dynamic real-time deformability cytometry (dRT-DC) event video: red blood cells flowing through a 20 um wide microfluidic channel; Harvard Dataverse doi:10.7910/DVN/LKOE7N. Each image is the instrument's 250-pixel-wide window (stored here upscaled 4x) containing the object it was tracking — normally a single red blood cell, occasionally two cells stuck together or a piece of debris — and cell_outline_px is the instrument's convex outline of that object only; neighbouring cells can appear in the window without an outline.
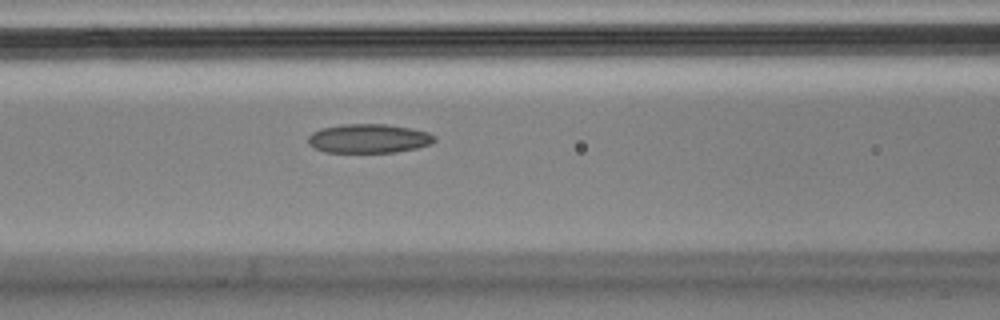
{"species": "Egyptian fruit bat (a non-hibernating species)", "species_latin": "Rousettus aegyptiacus", "temperature_condition": "cold", "stored_images_in_passage": 38, "camera_frame_rate_fps": 3000, "um_per_image_px": 0.085, "animal": {"sex": "male"}, "frame": {"image": 1, "passage_image": 16, "time_ms": 5.0, "image_size_px": [1000, 320], "cell_outline_px": [[436, 140], [428, 144], [416, 148], [396, 152], [324, 152], [308, 144], [308, 136], [312, 132], [320, 128], [344, 124], [388, 124], [412, 128], [428, 132], [436, 136]], "centroid_in_image_um": [31.33, 11.76], "position_along_channel_um": 135.3, "area_um2": 21.44}}
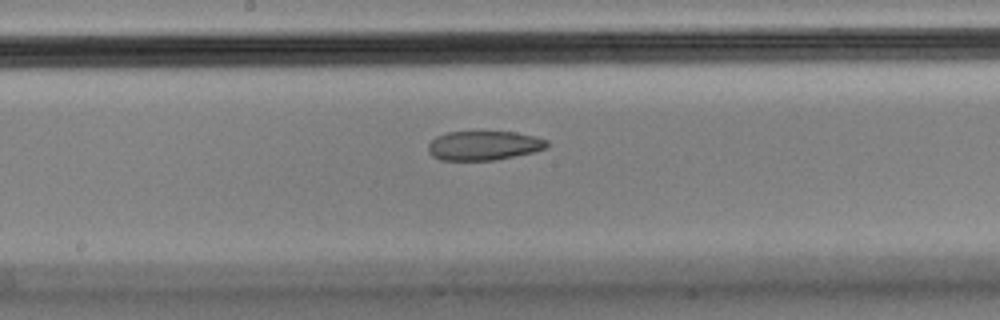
{"frame": {"image": 2, "passage_image": 22, "time_ms": 7.0, "image_size_px": [1000, 320], "cell_outline_px": [[548, 148], [532, 152], [496, 160], [440, 160], [432, 156], [428, 152], [428, 144], [436, 136], [448, 132], [516, 132], [548, 140]], "centroid_in_image_um": [41.11, 12.38], "position_along_channel_um": 207.1, "area_um2": 20.23}}
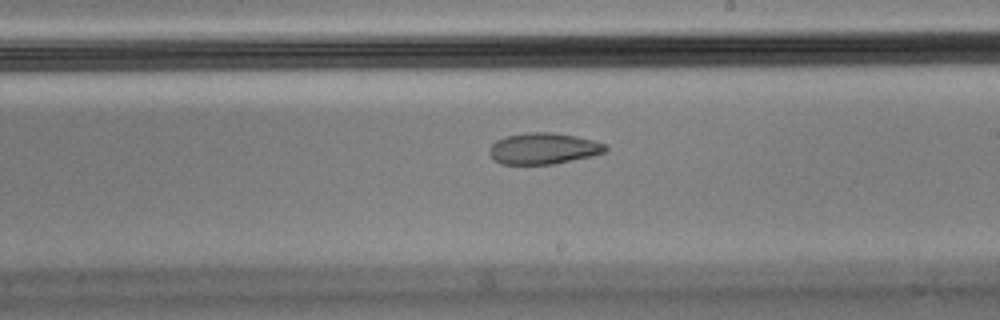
{"frame": {"image": 3, "passage_image": 25, "time_ms": 8.0, "image_size_px": [1000, 320], "cell_outline_px": [[608, 148], [604, 152], [592, 156], [552, 164], [500, 164], [488, 152], [492, 144], [496, 140], [504, 136], [528, 132], [552, 132], [576, 136], [592, 140], [604, 144]], "centroid_in_image_um": [46.17, 12.62], "position_along_channel_um": 242.8, "area_um2": 21.04}}